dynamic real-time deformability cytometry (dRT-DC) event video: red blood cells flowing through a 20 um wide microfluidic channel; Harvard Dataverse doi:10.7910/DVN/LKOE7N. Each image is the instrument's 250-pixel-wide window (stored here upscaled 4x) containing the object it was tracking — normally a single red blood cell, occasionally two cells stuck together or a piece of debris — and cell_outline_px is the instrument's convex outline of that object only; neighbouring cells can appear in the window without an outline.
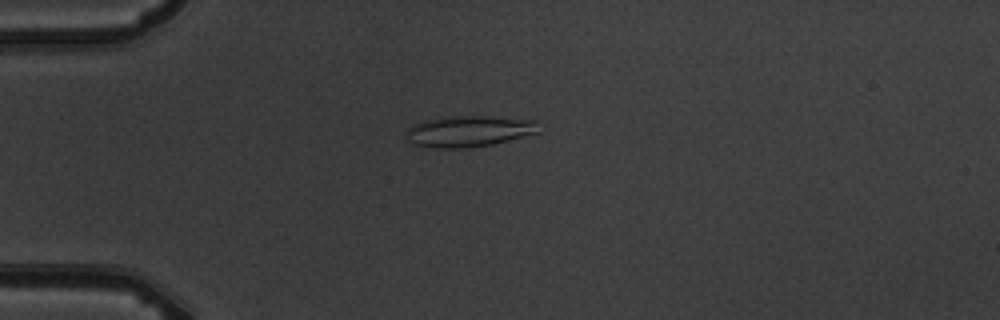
{"species": "common noctule bat (a hibernating species)", "species_latin": "Nyctalus noctula", "temperature_condition": "warm", "stored_images_in_passage": 5, "camera_frame_rate_fps": 3000, "um_per_image_px": 0.085, "animal": {"sex": "male", "body_mass_g": 19.5, "forearm_length_mm": 54.6}, "frame": {"image": 1, "passage_image": 4, "time_ms": 4.0, "image_size_px": [1000, 320], "cell_outline_px": [[540, 132], [492, 144], [464, 148], [432, 148], [412, 144], [408, 140], [408, 128], [412, 124], [424, 120], [448, 116], [488, 116], [536, 120]], "centroid_in_image_um": [39.84, 11.15], "position_along_channel_um": 45.2, "area_um2": 24.04}}